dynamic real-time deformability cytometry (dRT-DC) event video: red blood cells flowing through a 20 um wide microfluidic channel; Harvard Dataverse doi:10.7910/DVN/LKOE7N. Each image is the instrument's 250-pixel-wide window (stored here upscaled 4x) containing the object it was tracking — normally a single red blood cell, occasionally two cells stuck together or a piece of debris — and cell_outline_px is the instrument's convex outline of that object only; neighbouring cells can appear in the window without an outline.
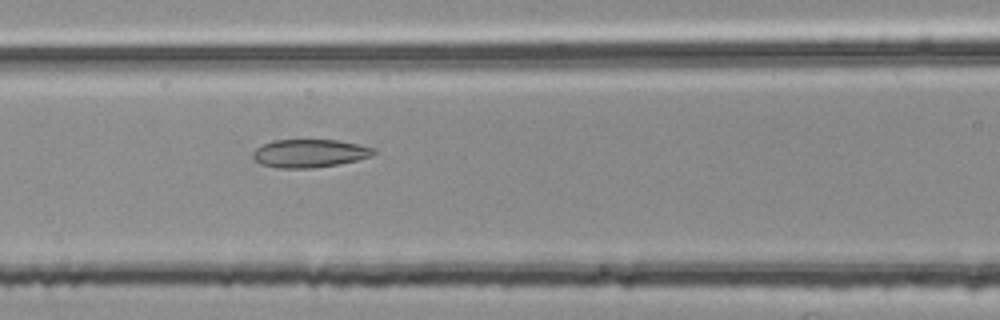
{"species": "common noctule bat (a hibernating species)", "species_latin": "Nyctalus noctula", "temperature_condition": "room temperature", "stored_images_in_passage": 54, "segment_of_instrument_passage": [2, 2], "camera_frame_rate_fps": 3000, "um_per_image_px": 0.085, "animal": {"sex": "female", "body_mass_g": 25.1}, "frame": {"image": 1, "passage_image": 23, "time_ms": 7.333, "image_size_px": [1000, 320], "cell_outline_px": [[376, 152], [372, 156], [356, 160], [336, 164], [312, 168], [276, 168], [260, 164], [252, 156], [252, 152], [260, 144], [272, 140], [340, 140], [376, 148]], "centroid_in_image_um": [26.29, 13.02], "position_along_channel_um": 140.3, "area_um2": 19.94}}
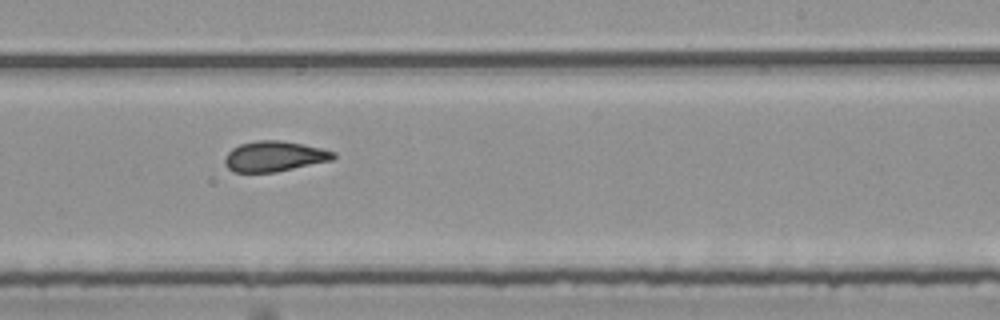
{"frame": {"image": 2, "passage_image": 33, "time_ms": 10.667, "image_size_px": [1000, 320], "cell_outline_px": [[336, 156], [332, 160], [276, 172], [232, 172], [224, 164], [224, 156], [232, 148], [240, 144], [256, 140], [280, 140], [320, 148], [336, 152]], "centroid_in_image_um": [23.28, 13.29], "position_along_channel_um": 265.7, "area_um2": 19.25}}
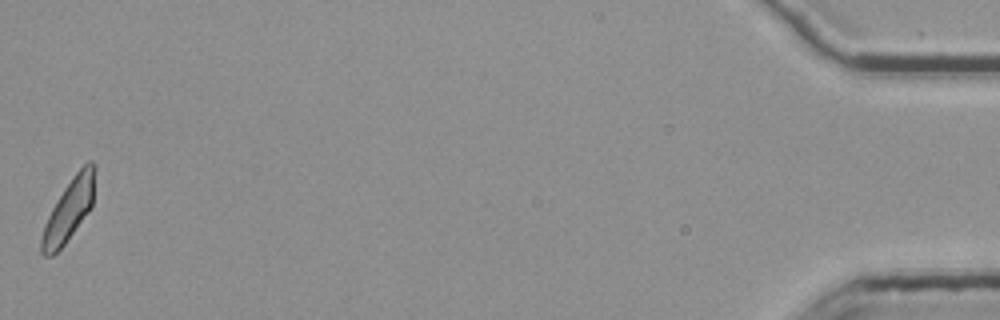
{"frame": {"image": 3, "passage_image": 54, "time_ms": 17.667, "image_size_px": [1000, 320], "cell_outline_px": [[96, 168], [92, 204], [88, 212], [64, 244], [52, 256], [44, 256], [40, 252], [40, 240], [44, 224], [52, 208], [64, 188], [72, 176], [88, 160], [92, 160], [96, 164]], "centroid_in_image_um": [5.85, 17.82], "position_along_channel_um": 429.3, "area_um2": 19.13}}